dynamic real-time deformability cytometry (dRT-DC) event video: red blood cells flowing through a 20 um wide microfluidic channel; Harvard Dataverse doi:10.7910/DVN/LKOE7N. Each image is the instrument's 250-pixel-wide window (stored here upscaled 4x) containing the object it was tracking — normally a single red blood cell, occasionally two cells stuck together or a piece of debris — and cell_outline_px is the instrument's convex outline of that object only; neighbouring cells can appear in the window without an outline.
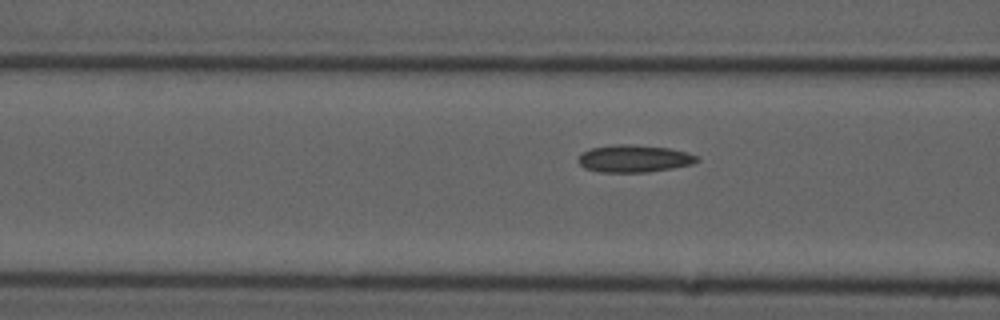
{"species": "common noctule bat (a hibernating species)", "species_latin": "Nyctalus noctula", "temperature_condition": "cold", "stored_images_in_passage": 18, "camera_frame_rate_fps": 3000, "um_per_image_px": 0.085, "animal": {"sex": "male", "forearm_length_mm": 52.5}, "frame": {"image": 1, "passage_image": 16, "time_ms": 5.0, "image_size_px": [1000, 320], "cell_outline_px": [[700, 160], [692, 164], [672, 168], [648, 172], [600, 172], [584, 168], [580, 164], [580, 156], [584, 152], [592, 148], [616, 144], [632, 144], [668, 148], [684, 152], [696, 156]], "centroid_in_image_um": [53.9, 13.48], "position_along_channel_um": 112.7, "area_um2": 18.61}}